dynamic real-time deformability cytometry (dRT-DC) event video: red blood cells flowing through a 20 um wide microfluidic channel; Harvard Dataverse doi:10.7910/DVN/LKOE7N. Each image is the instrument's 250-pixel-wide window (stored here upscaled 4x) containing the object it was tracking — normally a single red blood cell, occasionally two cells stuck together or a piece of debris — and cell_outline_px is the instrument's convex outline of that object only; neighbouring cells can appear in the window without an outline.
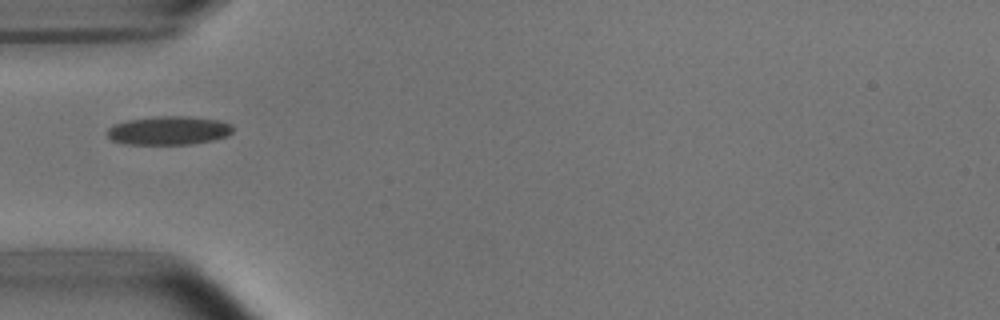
{"species": "common noctule bat (a hibernating species)", "species_latin": "Nyctalus noctula", "temperature_condition": "room temperature", "stored_images_in_passage": 8, "camera_frame_rate_fps": 3000, "um_per_image_px": 0.085, "animal": {"sex": "male", "body_mass_g": 15.6}, "frame": {"image": 1, "passage_image": 5, "time_ms": 5.333, "image_size_px": [1000, 320], "cell_outline_px": [[232, 132], [228, 136], [212, 140], [188, 144], [124, 144], [112, 140], [108, 136], [108, 128], [112, 124], [128, 120], [152, 116], [188, 116], [220, 120], [232, 124]], "centroid_in_image_um": [14.34, 11.08], "position_along_channel_um": 70.7, "area_um2": 21.1}}
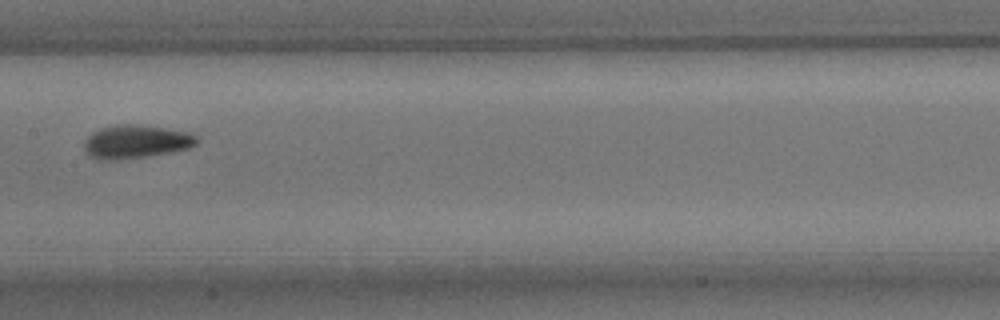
{"frame": {"image": 2, "passage_image": 8, "time_ms": 8.667, "image_size_px": [1000, 320], "cell_outline_px": [[196, 144], [188, 148], [148, 156], [116, 160], [104, 160], [88, 156], [84, 148], [84, 140], [92, 132], [100, 128], [116, 124], [140, 124], [188, 132], [196, 136]], "centroid_in_image_um": [11.49, 12.03], "position_along_channel_um": 195.9, "area_um2": 21.85}}